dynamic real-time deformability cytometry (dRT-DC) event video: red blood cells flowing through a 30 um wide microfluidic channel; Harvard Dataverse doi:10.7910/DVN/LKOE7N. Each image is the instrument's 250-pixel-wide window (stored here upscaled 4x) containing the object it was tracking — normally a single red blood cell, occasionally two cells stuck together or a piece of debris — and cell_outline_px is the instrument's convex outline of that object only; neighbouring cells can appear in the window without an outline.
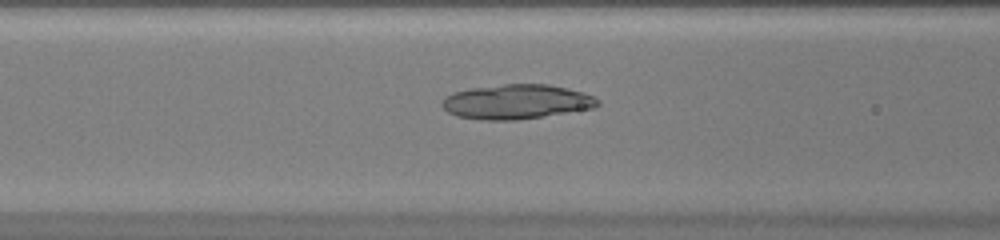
{"species": "common noctule bat (a hibernating species)", "species_latin": "Nyctalus noctula", "temperature_condition": "warm", "stored_images_in_passage": 29, "camera_frame_rate_fps": 3000, "um_per_image_px": 0.085, "animal": {"sex": "female", "body_mass_g": 20.0, "forearm_length_mm": 54.0}, "frame": {"image": 1, "passage_image": 13, "time_ms": 4.0, "image_size_px": [1000, 240], "cell_outline_px": [[600, 104], [596, 108], [544, 116], [516, 120], [480, 120], [456, 116], [448, 112], [440, 104], [452, 92], [472, 88], [504, 84], [548, 84], [568, 88], [592, 96], [600, 100]], "centroid_in_image_um": [43.92, 8.66], "position_along_channel_um": 122.7, "area_um2": 31.39}}
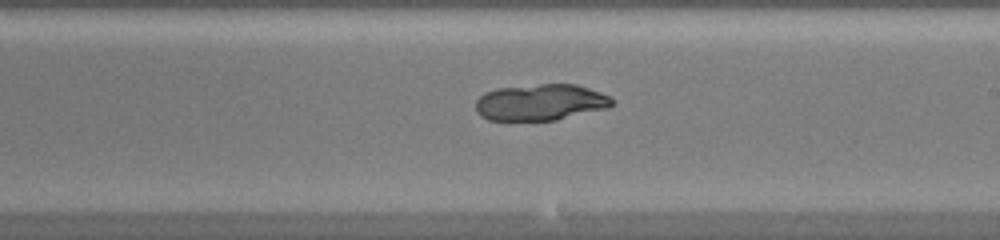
{"frame": {"image": 2, "passage_image": 22, "time_ms": 7.0, "image_size_px": [1000, 240], "cell_outline_px": [[612, 104], [608, 108], [556, 120], [488, 120], [480, 116], [476, 112], [476, 100], [484, 92], [496, 88], [540, 84], [576, 84], [600, 92], [608, 96], [612, 100]], "centroid_in_image_um": [45.9, 8.7], "position_along_channel_um": 243.1, "area_um2": 28.9}}
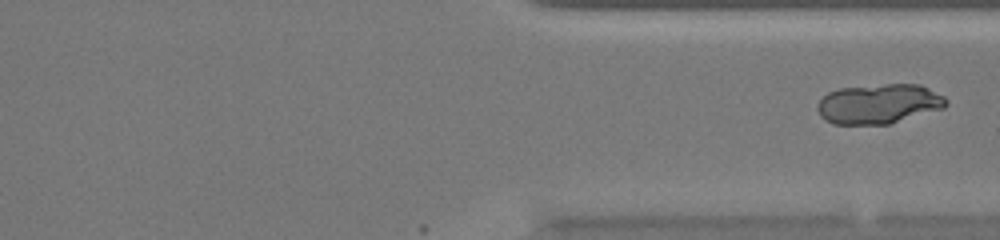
{"frame": {"image": 3, "passage_image": 29, "time_ms": 9.333, "image_size_px": [1000, 240], "cell_outline_px": [[948, 104], [944, 108], [888, 124], [832, 124], [824, 120], [820, 116], [816, 108], [820, 100], [828, 92], [840, 88], [884, 84], [920, 84], [944, 96], [948, 100]], "centroid_in_image_um": [74.7, 8.83], "position_along_channel_um": 336.7, "area_um2": 29.88}}